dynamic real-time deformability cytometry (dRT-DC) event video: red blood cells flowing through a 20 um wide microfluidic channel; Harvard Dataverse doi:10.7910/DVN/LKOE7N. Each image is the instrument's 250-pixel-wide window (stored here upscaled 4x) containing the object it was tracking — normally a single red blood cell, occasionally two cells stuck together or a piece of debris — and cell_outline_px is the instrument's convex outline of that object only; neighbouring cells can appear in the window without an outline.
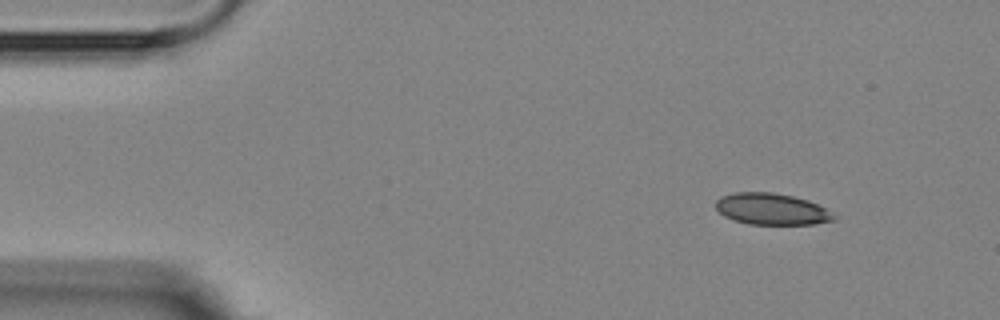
{"species": "Egyptian fruit bat (a non-hibernating species)", "species_latin": "Rousettus aegyptiacus", "temperature_condition": "room temperature", "stored_images_in_passage": 5, "camera_frame_rate_fps": 3000, "um_per_image_px": 0.085, "animal": {"sex": "female"}, "frame": {"image": 1, "passage_image": 1, "time_ms": 0.0, "image_size_px": [1000, 320], "cell_outline_px": [[836, 220], [812, 224], [748, 224], [732, 220], [724, 216], [716, 208], [716, 200], [720, 196], [736, 192], [772, 192], [792, 196], [808, 200], [824, 208], [836, 216]], "centroid_in_image_um": [65.56, 17.77], "position_along_channel_um": 19.4, "area_um2": 21.62}}
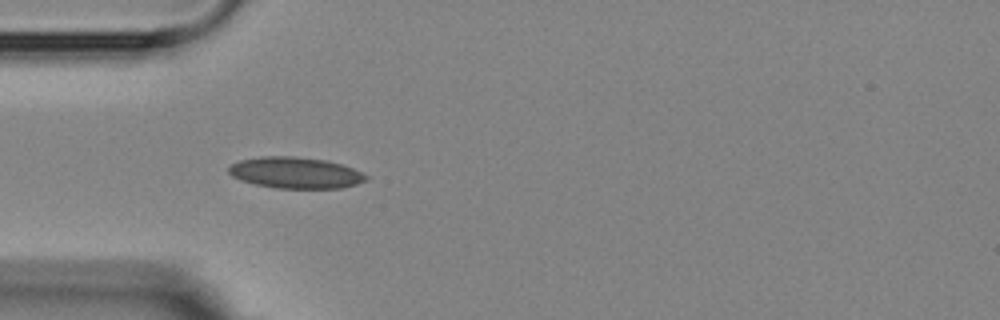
{"frame": {"image": 2, "passage_image": 4, "time_ms": 3.333, "image_size_px": [1000, 320], "cell_outline_px": [[368, 180], [356, 184], [340, 188], [276, 188], [256, 184], [240, 180], [232, 176], [228, 172], [228, 168], [232, 164], [240, 160], [260, 156], [292, 156], [324, 160], [340, 164], [352, 168], [368, 176]], "centroid_in_image_um": [25.09, 14.68], "position_along_channel_um": 59.9, "area_um2": 24.85}}
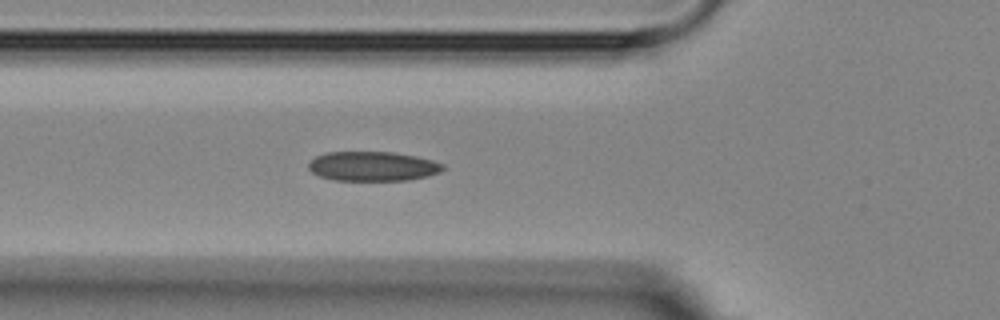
{"frame": {"image": 3, "passage_image": 5, "time_ms": 4.333, "image_size_px": [1000, 320], "cell_outline_px": [[448, 168], [440, 172], [428, 176], [408, 180], [332, 180], [320, 176], [312, 172], [308, 168], [308, 164], [316, 156], [324, 152], [392, 152], [416, 156], [432, 160], [444, 164]], "centroid_in_image_um": [31.71, 14.13], "position_along_channel_um": 94.1, "area_um2": 23.24}}